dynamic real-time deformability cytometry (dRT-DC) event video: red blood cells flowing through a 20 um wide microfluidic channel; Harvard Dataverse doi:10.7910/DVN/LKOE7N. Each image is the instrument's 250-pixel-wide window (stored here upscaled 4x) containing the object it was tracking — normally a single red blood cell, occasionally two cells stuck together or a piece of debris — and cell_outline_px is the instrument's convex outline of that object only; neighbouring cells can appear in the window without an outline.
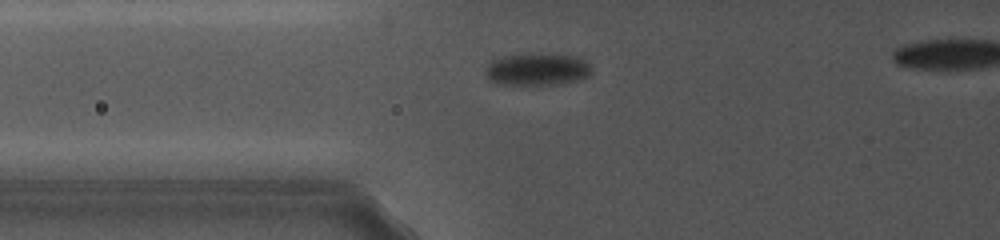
{"species": "common noctule bat (a hibernating species)", "species_latin": "Nyctalus noctula", "temperature_condition": "cold", "stored_images_in_passage": 15, "camera_frame_rate_fps": 5000, "um_per_image_px": 0.085, "animal": {"sex": "female", "body_mass_g": 19.0, "forearm_length_mm": 56.7}, "frame": {"image": 1, "passage_image": 3, "time_ms": 1.8, "image_size_px": [1000, 240], "cell_outline_px": [[592, 72], [588, 76], [580, 80], [556, 84], [496, 84], [488, 80], [484, 72], [484, 68], [492, 60], [504, 56], [528, 52], [540, 52], [572, 56], [584, 60], [592, 68]], "centroid_in_image_um": [45.62, 5.87], "position_along_channel_um": 80.2, "area_um2": 20.4}}
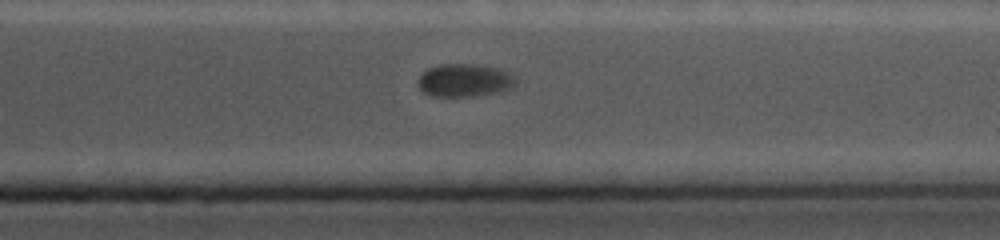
{"frame": {"image": 2, "passage_image": 13, "time_ms": 9.6, "image_size_px": [1000, 240], "cell_outline_px": [[516, 84], [500, 92], [476, 96], [432, 96], [424, 92], [420, 88], [420, 76], [428, 68], [440, 64], [476, 64], [500, 68], [516, 76]], "centroid_in_image_um": [39.54, 6.82], "position_along_channel_um": 371.9, "area_um2": 18.73}}
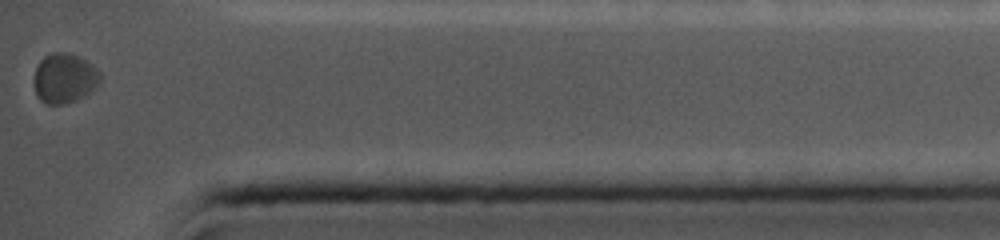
{"frame": {"image": 3, "passage_image": 15, "time_ms": 11.2, "image_size_px": [1000, 240], "cell_outline_px": [[100, 80], [96, 88], [92, 92], [84, 96], [64, 104], [44, 104], [36, 96], [32, 80], [36, 68], [40, 60], [44, 56], [52, 52], [64, 52], [76, 56], [92, 64], [100, 72]], "centroid_in_image_um": [5.44, 6.67], "position_along_channel_um": 429.8, "area_um2": 19.42}}